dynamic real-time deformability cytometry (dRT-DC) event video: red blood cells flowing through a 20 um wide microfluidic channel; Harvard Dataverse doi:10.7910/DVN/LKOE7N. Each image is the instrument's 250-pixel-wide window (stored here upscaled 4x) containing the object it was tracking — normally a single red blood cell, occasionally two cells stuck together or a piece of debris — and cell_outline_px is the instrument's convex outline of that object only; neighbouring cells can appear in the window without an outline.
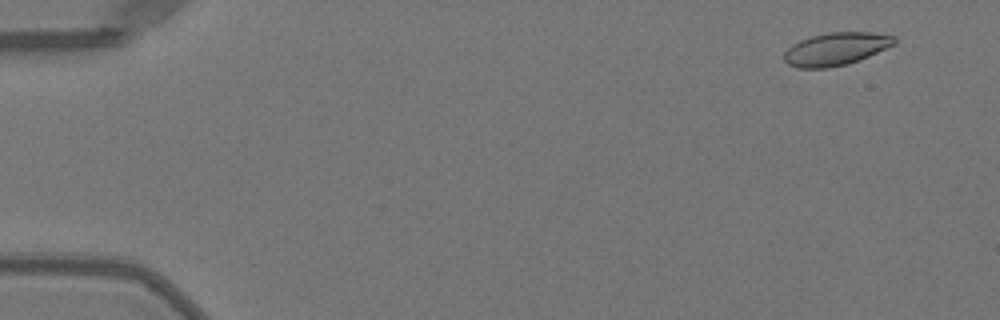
{"species": "Egyptian fruit bat (a non-hibernating species)", "species_latin": "Rousettus aegyptiacus", "temperature_condition": "warm", "stored_images_in_passage": 50, "camera_frame_rate_fps": 3000, "um_per_image_px": 0.085, "animal": {"sex": "female"}, "frame": {"image": 1, "passage_image": 2, "time_ms": 0.333, "image_size_px": [1000, 320], "cell_outline_px": [[896, 44], [868, 56], [848, 64], [828, 68], [796, 68], [788, 64], [784, 60], [784, 52], [792, 44], [800, 40], [812, 36], [828, 32], [872, 32], [896, 36]], "centroid_in_image_um": [71.05, 4.16], "position_along_channel_um": 13.9, "area_um2": 21.15}}
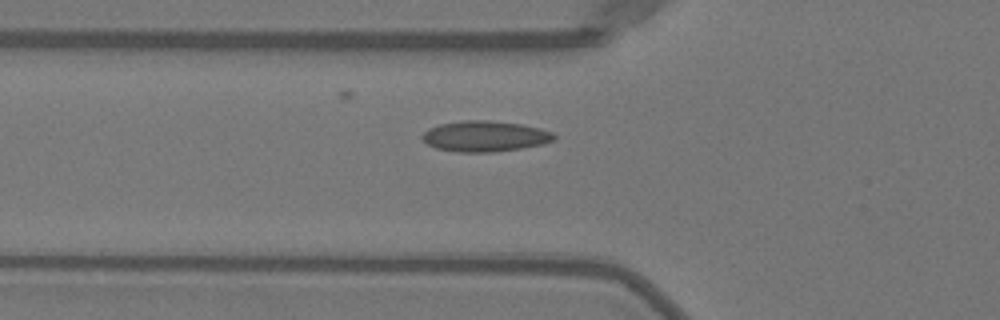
{"frame": {"image": 2, "passage_image": 17, "time_ms": 5.333, "image_size_px": [1000, 320], "cell_outline_px": [[556, 136], [552, 140], [544, 144], [520, 148], [492, 152], [460, 152], [436, 148], [428, 144], [420, 136], [428, 128], [440, 124], [464, 120], [488, 120], [520, 124], [540, 128], [552, 132]], "centroid_in_image_um": [41.2, 11.57], "position_along_channel_um": 84.6, "area_um2": 23.47}}
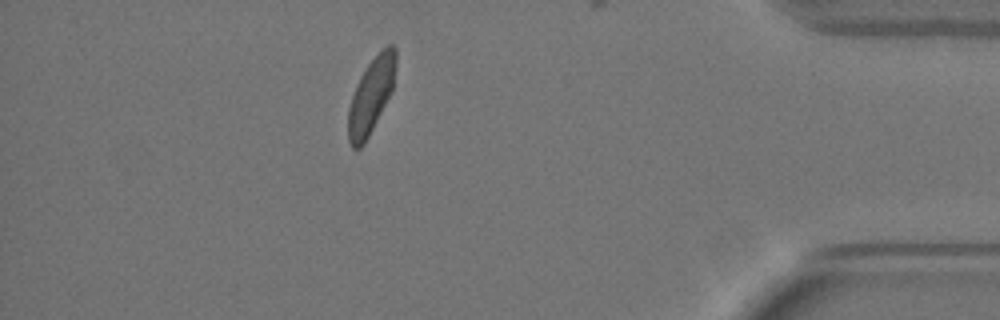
{"frame": {"image": 3, "passage_image": 44, "time_ms": 14.333, "image_size_px": [1000, 320], "cell_outline_px": [[396, 64], [392, 92], [364, 144], [360, 148], [352, 148], [348, 140], [348, 108], [356, 84], [360, 76], [368, 64], [380, 48], [388, 44], [392, 44], [396, 48]], "centroid_in_image_um": [31.55, 8.09], "position_along_channel_um": 403.7, "area_um2": 21.04}, "authors_computed_cell_mechanics": {"area_um2": 21.386, "velocity_mm_per_s": 3.9938, "shape_relaxation_time_tau1_ms": 3.3835, "shape_relaxation_time_tau2_ms": 1.0208, "deformation_change_tau1": 0.1054, "deformation_change_tau2": 0.051}}